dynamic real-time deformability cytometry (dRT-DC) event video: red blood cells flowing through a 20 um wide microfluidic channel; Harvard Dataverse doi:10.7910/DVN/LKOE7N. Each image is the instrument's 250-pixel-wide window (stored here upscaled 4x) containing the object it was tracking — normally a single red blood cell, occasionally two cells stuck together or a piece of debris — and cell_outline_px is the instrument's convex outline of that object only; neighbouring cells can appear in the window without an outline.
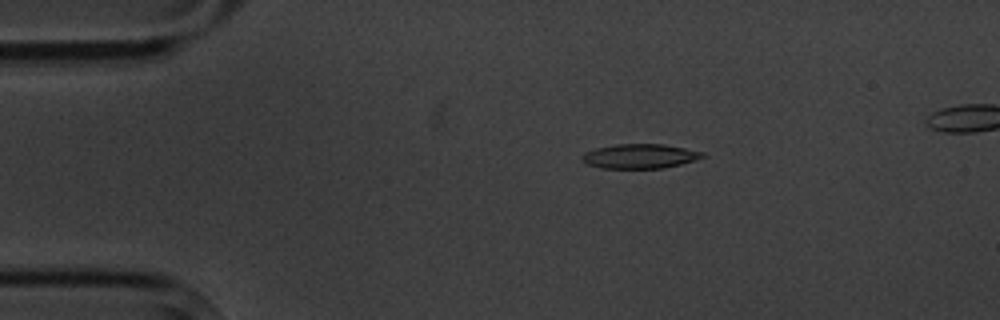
{"species": "common noctule bat (a hibernating species)", "species_latin": "Nyctalus noctula", "temperature_condition": "cold", "stored_images_in_passage": 9, "camera_frame_rate_fps": 3000, "um_per_image_px": 0.085, "animal": {"sex": "male", "body_mass_g": 20.1, "forearm_length_mm": 53.5}, "frame": {"image": 1, "passage_image": 3, "time_ms": 2.333, "image_size_px": [1000, 320], "cell_outline_px": [[704, 156], [680, 164], [664, 168], [600, 168], [588, 164], [580, 156], [584, 152], [596, 148], [616, 144], [664, 144], [704, 152]], "centroid_in_image_um": [54.35, 13.27], "position_along_channel_um": 30.7, "area_um2": 16.99}}
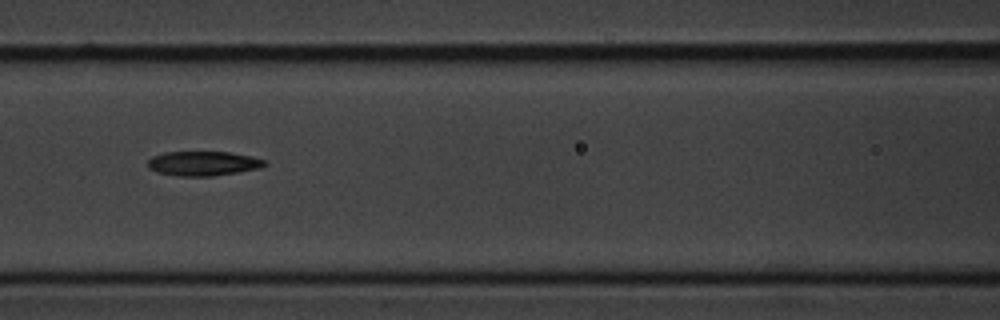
{"frame": {"image": 2, "passage_image": 7, "time_ms": 7.0, "image_size_px": [1000, 320], "cell_outline_px": [[268, 164], [260, 168], [212, 176], [176, 176], [156, 172], [148, 168], [148, 160], [152, 156], [164, 152], [228, 152], [252, 156], [264, 160]], "centroid_in_image_um": [17.24, 13.89], "position_along_channel_um": 149.4, "area_um2": 16.7}}
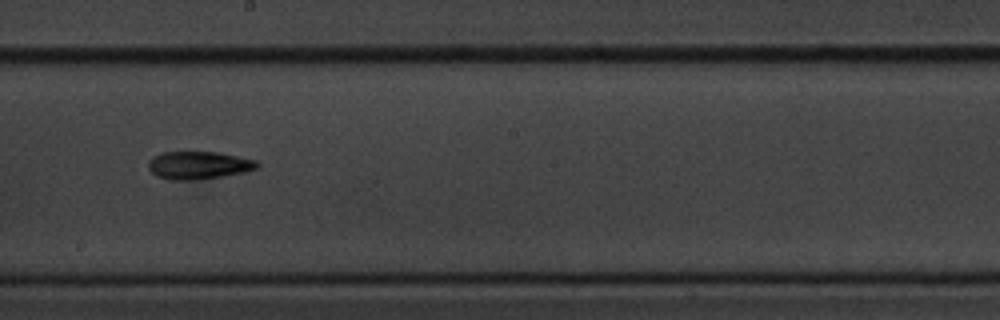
{"frame": {"image": 3, "passage_image": 9, "time_ms": 9.333, "image_size_px": [1000, 320], "cell_outline_px": [[260, 164], [256, 168], [244, 172], [224, 176], [200, 180], [168, 180], [156, 176], [148, 168], [148, 164], [152, 156], [164, 152], [220, 152], [256, 160]], "centroid_in_image_um": [16.87, 14.05], "position_along_channel_um": 231.3, "area_um2": 17.8}}